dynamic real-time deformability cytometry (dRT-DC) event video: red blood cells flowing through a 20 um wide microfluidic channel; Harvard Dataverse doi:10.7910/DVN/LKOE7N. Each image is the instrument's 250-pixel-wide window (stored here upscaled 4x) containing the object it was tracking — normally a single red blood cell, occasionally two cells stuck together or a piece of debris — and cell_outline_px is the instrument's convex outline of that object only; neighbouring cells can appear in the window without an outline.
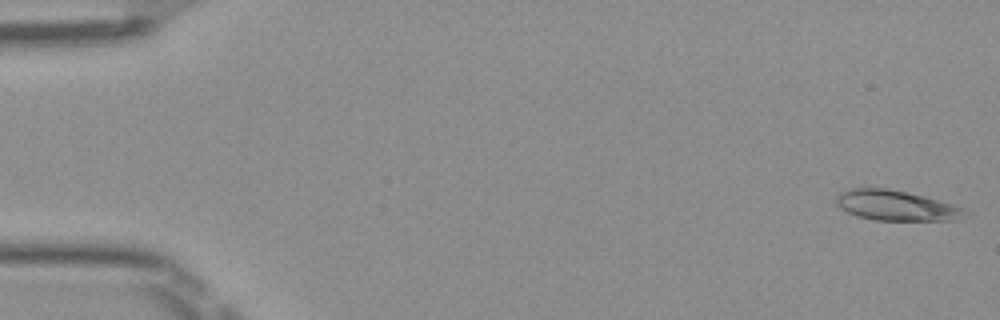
{"species": "Egyptian fruit bat (a non-hibernating species)", "species_latin": "Rousettus aegyptiacus", "temperature_condition": "room temperature", "stored_images_in_passage": 14, "camera_frame_rate_fps": 3000, "um_per_image_px": 0.085, "frame": {"image": 1, "passage_image": 1, "time_ms": 0.0, "image_size_px": [1000, 320], "cell_outline_px": [[972, 212], [960, 220], [876, 220], [860, 216], [848, 212], [840, 208], [836, 204], [836, 196], [840, 192], [848, 188], [888, 188], [924, 196], [952, 204]], "centroid_in_image_um": [76.2, 17.47], "position_along_channel_um": 8.8, "area_um2": 22.72}}
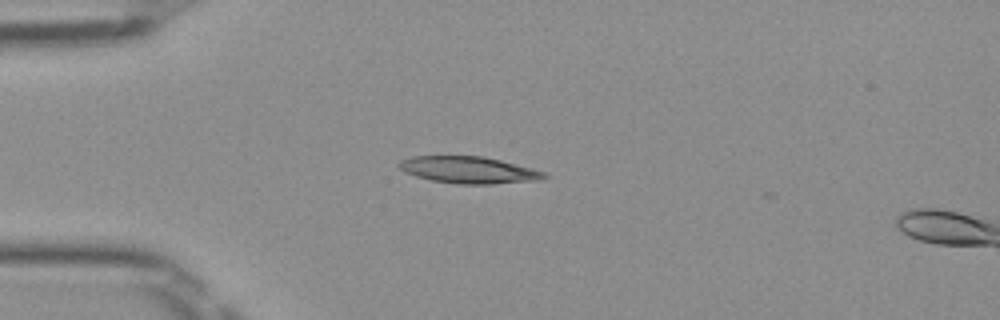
{"frame": {"image": 2, "passage_image": 13, "time_ms": 4.0, "image_size_px": [1000, 320], "cell_outline_px": [[548, 176], [540, 180], [492, 184], [456, 184], [432, 180], [416, 176], [404, 172], [396, 164], [400, 160], [412, 156], [484, 156], [532, 168], [544, 172]], "centroid_in_image_um": [39.82, 14.44], "position_along_channel_um": 45.2, "area_um2": 22.72}}